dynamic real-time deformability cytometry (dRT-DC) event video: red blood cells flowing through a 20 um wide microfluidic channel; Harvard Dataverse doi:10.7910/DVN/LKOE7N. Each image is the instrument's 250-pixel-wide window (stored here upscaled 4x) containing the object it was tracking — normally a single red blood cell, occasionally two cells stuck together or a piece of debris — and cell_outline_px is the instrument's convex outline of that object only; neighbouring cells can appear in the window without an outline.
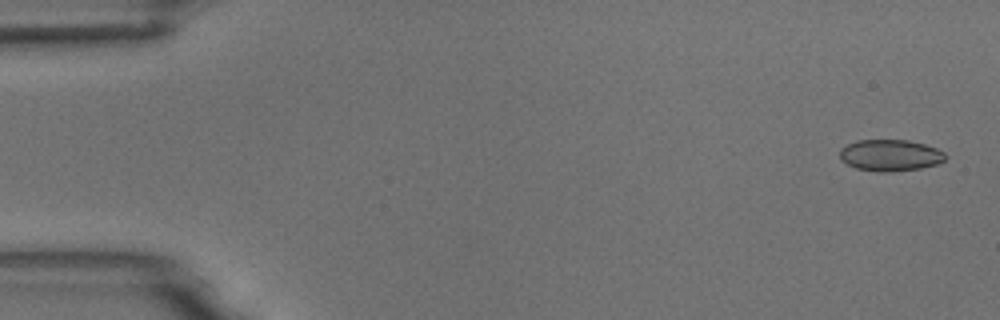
{"species": "common noctule bat (a hibernating species)", "species_latin": "Nyctalus noctula", "temperature_condition": "room temperature", "stored_images_in_passage": 5, "camera_frame_rate_fps": 3000, "um_per_image_px": 0.085, "animal": {"sex": "male", "body_mass_g": 18.8}, "frame": {"image": 1, "passage_image": 1, "time_ms": 0.0, "image_size_px": [1000, 320], "cell_outline_px": [[948, 156], [940, 164], [920, 168], [892, 172], [880, 172], [856, 168], [840, 160], [840, 148], [856, 140], [908, 140], [924, 144], [936, 148], [944, 152]], "centroid_in_image_um": [75.69, 13.2], "position_along_channel_um": 9.3, "area_um2": 19.54}}
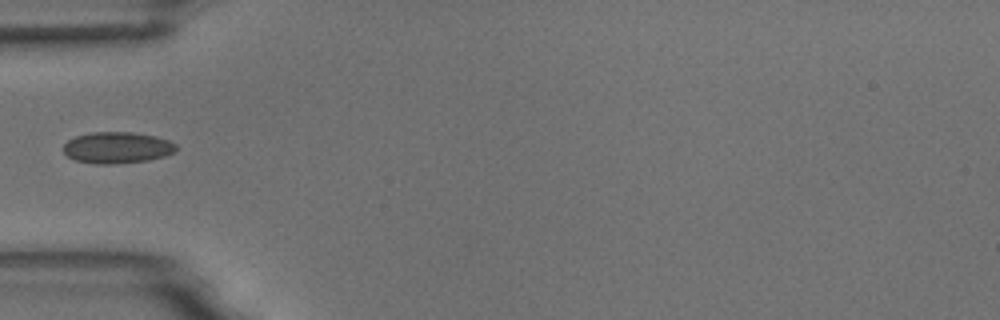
{"frame": {"image": 2, "passage_image": 5, "time_ms": 5.333, "image_size_px": [1000, 320], "cell_outline_px": [[176, 152], [164, 156], [148, 160], [112, 164], [96, 164], [76, 160], [68, 156], [64, 152], [64, 144], [68, 140], [76, 136], [92, 132], [132, 132], [156, 136], [168, 140], [176, 144]], "centroid_in_image_um": [9.97, 12.54], "position_along_channel_um": 75.0, "area_um2": 20.58}}